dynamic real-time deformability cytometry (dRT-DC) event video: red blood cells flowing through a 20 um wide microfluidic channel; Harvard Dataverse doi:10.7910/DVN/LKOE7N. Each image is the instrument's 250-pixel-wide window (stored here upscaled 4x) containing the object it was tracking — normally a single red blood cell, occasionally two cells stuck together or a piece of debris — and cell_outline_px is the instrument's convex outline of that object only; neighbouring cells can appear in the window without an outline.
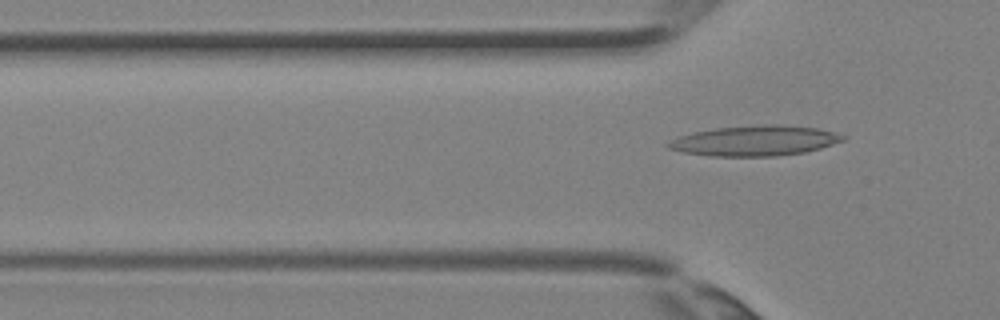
{"species": "Egyptian fruit bat (a non-hibernating species)", "species_latin": "Rousettus aegyptiacus", "temperature_condition": "room temperature", "stored_images_in_passage": 5, "camera_frame_rate_fps": 3000, "um_per_image_px": 0.085, "animal": {"sex": "female"}, "frame": {"image": 1, "passage_image": 5, "time_ms": 1.333, "image_size_px": [1000, 320], "cell_outline_px": [[848, 136], [844, 140], [820, 148], [804, 152], [776, 156], [712, 156], [684, 152], [668, 148], [664, 144], [668, 140], [680, 136], [696, 132], [716, 128], [760, 124], [776, 124], [816, 128]], "centroid_in_image_um": [64.14, 11.96], "position_along_channel_um": 61.7, "area_um2": 30.63}}